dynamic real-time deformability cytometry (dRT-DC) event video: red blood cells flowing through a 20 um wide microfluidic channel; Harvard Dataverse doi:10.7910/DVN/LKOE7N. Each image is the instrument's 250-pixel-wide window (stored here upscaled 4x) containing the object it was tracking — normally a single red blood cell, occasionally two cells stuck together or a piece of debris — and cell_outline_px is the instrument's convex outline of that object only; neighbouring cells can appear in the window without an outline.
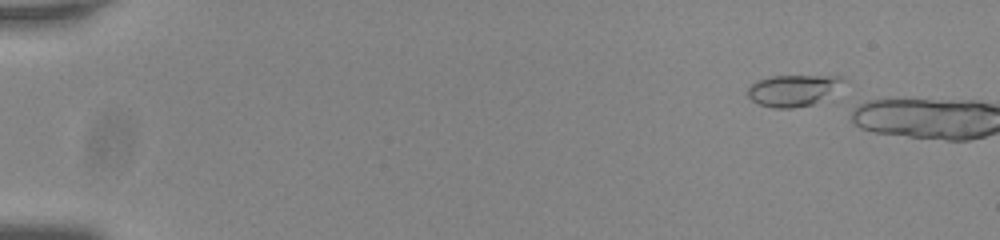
{"species": "common noctule bat (a hibernating species)", "species_latin": "Nyctalus noctula", "temperature_condition": "room temperature", "stored_images_in_passage": 5, "camera_frame_rate_fps": 3000, "um_per_image_px": 0.085, "animal": {"sex": "male", "body_mass_g": 20.0, "forearm_length_mm": 53.3}, "frame": {"image": 1, "passage_image": 2, "time_ms": 0.333, "image_size_px": [1000, 240], "cell_outline_px": [[844, 80], [812, 104], [792, 108], [772, 108], [760, 104], [752, 100], [748, 96], [748, 88], [756, 80], [772, 76], [840, 76]], "centroid_in_image_um": [67.27, 7.67], "position_along_channel_um": 17.7, "area_um2": 16.65}}